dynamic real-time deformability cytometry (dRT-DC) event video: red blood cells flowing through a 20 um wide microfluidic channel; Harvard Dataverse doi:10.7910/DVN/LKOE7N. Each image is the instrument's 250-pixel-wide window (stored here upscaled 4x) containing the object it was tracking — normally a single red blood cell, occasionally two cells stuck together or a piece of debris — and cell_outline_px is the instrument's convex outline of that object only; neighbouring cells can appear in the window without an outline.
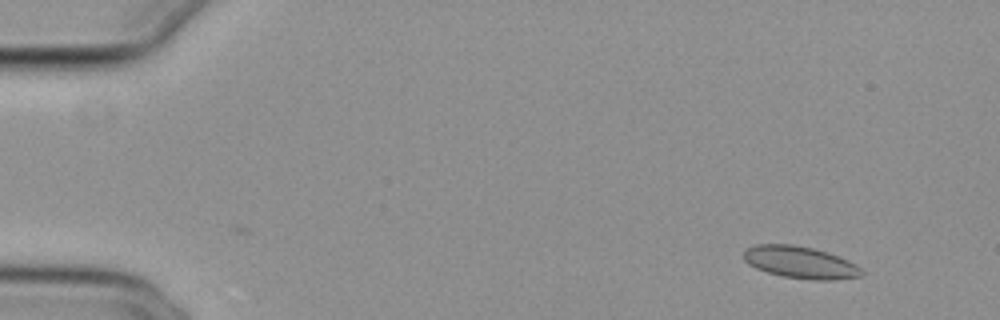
{"species": "common noctule bat (a hibernating species)", "species_latin": "Nyctalus noctula", "temperature_condition": "cold", "stored_images_in_passage": 8, "camera_frame_rate_fps": 3000, "um_per_image_px": 0.085, "animal": {"sex": "female", "body_mass_g": 29.2, "forearm_length_mm": 56.3}, "frame": {"image": 1, "passage_image": 1, "time_ms": 0.0, "image_size_px": [1000, 320], "cell_outline_px": [[864, 276], [836, 280], [812, 280], [784, 276], [768, 272], [756, 268], [748, 264], [744, 260], [744, 252], [748, 248], [756, 244], [792, 244], [812, 248], [828, 252], [848, 260], [856, 264], [864, 272]], "centroid_in_image_um": [68.06, 22.3], "position_along_channel_um": 16.9, "area_um2": 22.08}}